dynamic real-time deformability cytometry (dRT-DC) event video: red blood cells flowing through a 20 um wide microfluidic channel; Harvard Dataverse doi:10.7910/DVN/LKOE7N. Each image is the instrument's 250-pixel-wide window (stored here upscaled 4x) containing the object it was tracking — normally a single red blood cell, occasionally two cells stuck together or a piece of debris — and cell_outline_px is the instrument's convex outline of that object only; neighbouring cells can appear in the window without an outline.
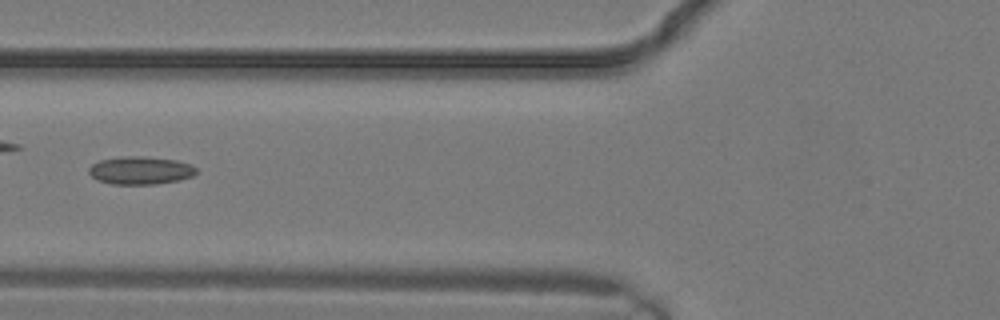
{"species": "common noctule bat (a hibernating species)", "species_latin": "Nyctalus noctula", "temperature_condition": "warm", "stored_images_in_passage": 11, "camera_frame_rate_fps": 3000, "um_per_image_px": 0.085, "animal": {"sex": "male", "body_mass_g": 19.2, "forearm_length_mm": 51.8}, "frame": {"image": 1, "passage_image": 10, "time_ms": 3.0, "image_size_px": [1000, 320], "cell_outline_px": [[196, 172], [192, 176], [180, 180], [156, 184], [112, 184], [96, 180], [88, 172], [88, 168], [92, 164], [100, 160], [124, 156], [140, 156], [176, 160], [188, 164], [196, 168]], "centroid_in_image_um": [11.9, 14.49], "position_along_channel_um": 113.9, "area_um2": 17.4}}